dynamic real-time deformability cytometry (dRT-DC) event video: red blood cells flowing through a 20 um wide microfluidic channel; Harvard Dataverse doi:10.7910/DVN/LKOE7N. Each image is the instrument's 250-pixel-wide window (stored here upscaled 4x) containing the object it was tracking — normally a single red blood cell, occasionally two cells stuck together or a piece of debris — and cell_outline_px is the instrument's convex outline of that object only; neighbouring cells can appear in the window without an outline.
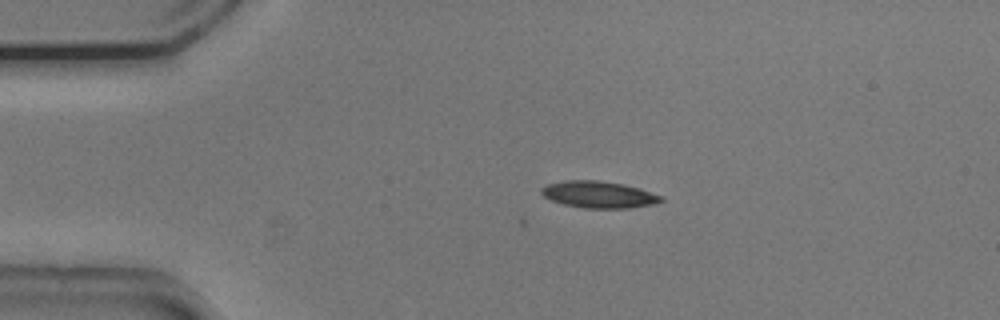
{"species": "common noctule bat (a hibernating species)", "species_latin": "Nyctalus noctula", "temperature_condition": "cold", "stored_images_in_passage": 10, "camera_frame_rate_fps": 3000, "um_per_image_px": 0.085, "animal": {"sex": "male", "body_mass_g": 20.5, "forearm_length_mm": 52.5}, "frame": {"image": 1, "passage_image": 10, "time_ms": 3.0, "image_size_px": [1000, 320], "cell_outline_px": [[664, 200], [656, 204], [628, 208], [584, 208], [564, 204], [552, 200], [544, 196], [540, 192], [540, 188], [548, 184], [564, 180], [600, 180], [620, 184], [636, 188], [664, 196]], "centroid_in_image_um": [50.89, 16.54], "position_along_channel_um": 34.1, "area_um2": 18.55}}